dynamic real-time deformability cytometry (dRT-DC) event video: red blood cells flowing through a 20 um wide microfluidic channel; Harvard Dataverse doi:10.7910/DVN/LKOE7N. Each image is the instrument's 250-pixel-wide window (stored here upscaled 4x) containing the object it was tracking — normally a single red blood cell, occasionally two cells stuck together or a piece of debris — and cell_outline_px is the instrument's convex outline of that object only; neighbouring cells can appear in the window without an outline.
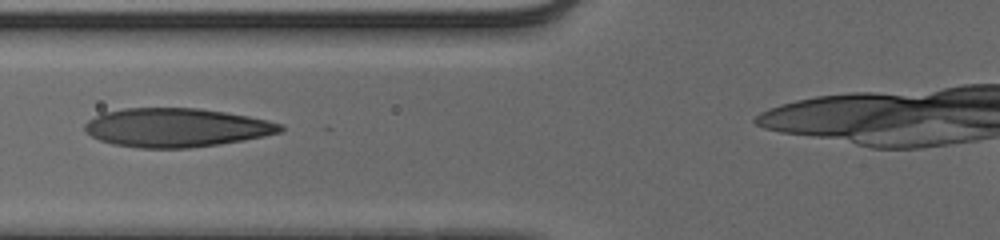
{"species": "human", "species_latin": "Homo sapiens", "temperature_condition": "cold", "stored_images_in_passage": 37, "camera_frame_rate_fps": 3000, "um_per_image_px": 0.085, "donor": {"sex": "male"}, "frame": {"image": 1, "passage_image": 11, "time_ms": 3.333, "image_size_px": [1000, 240], "cell_outline_px": [[284, 128], [280, 132], [264, 136], [244, 140], [220, 144], [188, 148], [140, 148], [112, 144], [100, 140], [92, 136], [84, 128], [84, 124], [88, 120], [104, 112], [124, 108], [200, 108], [248, 116], [268, 120], [280, 124]], "centroid_in_image_um": [14.98, 10.84], "position_along_channel_um": 110.8, "area_um2": 44.1}}
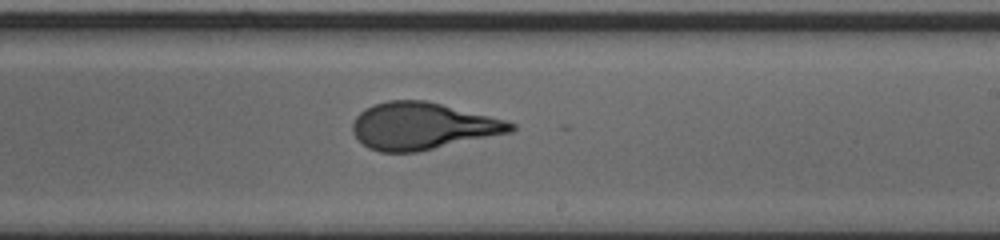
{"frame": {"image": 2, "passage_image": 22, "time_ms": 7.0, "image_size_px": [1000, 240], "cell_outline_px": [[516, 128], [512, 132], [416, 152], [380, 152], [368, 148], [352, 132], [352, 124], [356, 116], [364, 108], [372, 104], [388, 100], [424, 100], [504, 120], [516, 124]], "centroid_in_image_um": [35.87, 10.71], "position_along_channel_um": 253.1, "area_um2": 42.95}}
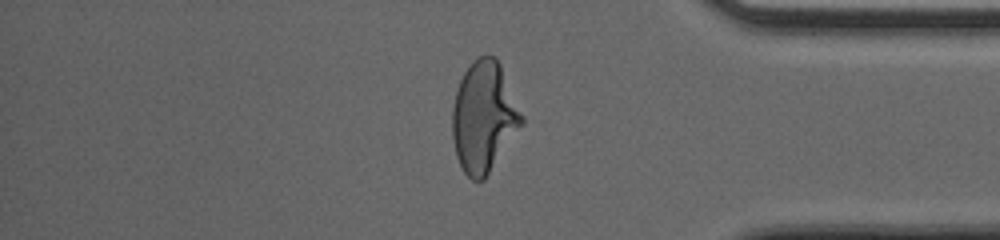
{"frame": {"image": 3, "passage_image": 34, "time_ms": 11.0, "image_size_px": [1000, 240], "cell_outline_px": [[524, 124], [484, 180], [472, 180], [464, 172], [456, 156], [452, 136], [452, 108], [456, 92], [460, 80], [468, 64], [472, 60], [480, 56], [496, 56], [500, 64], [524, 116]], "centroid_in_image_um": [41.14, 9.94], "position_along_channel_um": 394.1, "area_um2": 44.91}}